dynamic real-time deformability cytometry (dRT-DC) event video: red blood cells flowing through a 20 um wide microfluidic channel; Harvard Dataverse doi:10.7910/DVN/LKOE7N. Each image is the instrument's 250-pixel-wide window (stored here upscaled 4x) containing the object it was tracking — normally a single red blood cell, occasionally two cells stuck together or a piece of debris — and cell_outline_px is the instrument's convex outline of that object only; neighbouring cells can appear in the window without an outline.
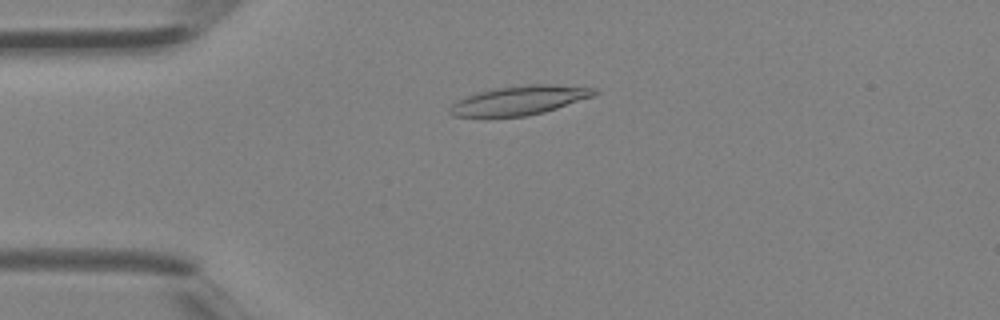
{"species": "Egyptian fruit bat (a non-hibernating species)", "species_latin": "Rousettus aegyptiacus", "temperature_condition": "room temperature", "stored_images_in_passage": 40, "camera_frame_rate_fps": 3000, "um_per_image_px": 0.085, "animal": {"sex": "female"}, "frame": {"image": 1, "passage_image": 10, "time_ms": 3.0, "image_size_px": [1000, 320], "cell_outline_px": [[600, 92], [592, 96], [544, 112], [528, 116], [488, 120], [452, 116], [448, 112], [448, 108], [456, 100], [464, 96], [496, 88], [524, 84], [552, 84], [596, 88]], "centroid_in_image_um": [44.03, 8.58], "position_along_channel_um": 41.0, "area_um2": 25.49}}
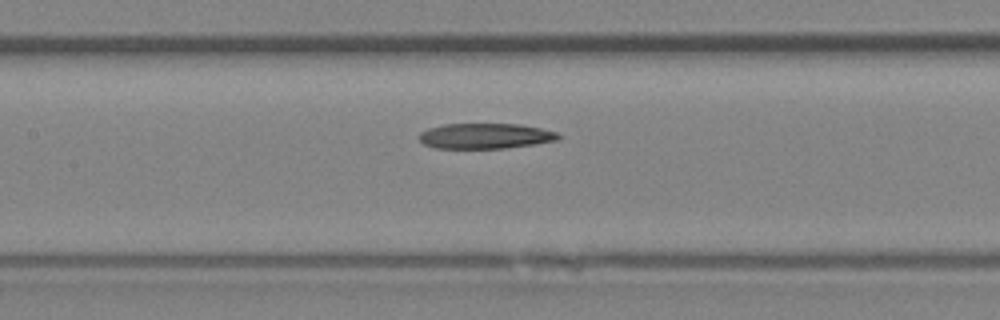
{"frame": {"image": 2, "passage_image": 19, "time_ms": 6.0, "image_size_px": [1000, 320], "cell_outline_px": [[560, 140], [504, 148], [436, 148], [424, 144], [420, 140], [420, 132], [428, 128], [444, 124], [520, 124], [540, 128], [556, 132], [560, 136]], "centroid_in_image_um": [41.25, 11.55], "position_along_channel_um": 166.2, "area_um2": 20.46}}
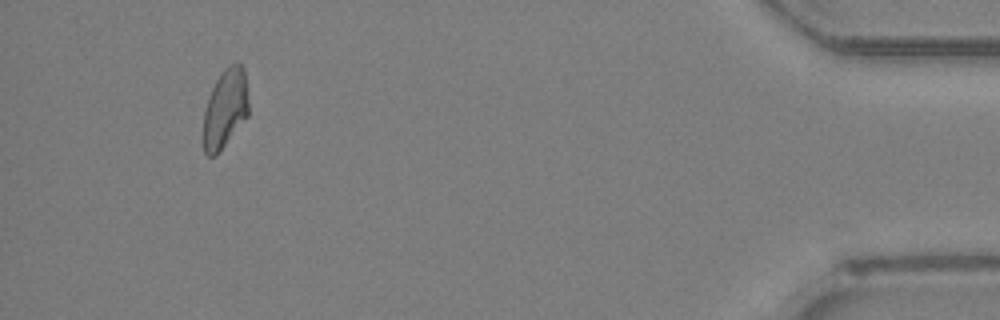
{"frame": {"image": 3, "passage_image": 38, "time_ms": 12.333, "image_size_px": [1000, 320], "cell_outline_px": [[248, 116], [216, 156], [208, 156], [204, 152], [204, 112], [212, 88], [216, 80], [224, 68], [228, 64], [240, 64], [244, 68], [248, 100]], "centroid_in_image_um": [19.15, 9.23], "position_along_channel_um": 416.1, "area_um2": 20.63}}